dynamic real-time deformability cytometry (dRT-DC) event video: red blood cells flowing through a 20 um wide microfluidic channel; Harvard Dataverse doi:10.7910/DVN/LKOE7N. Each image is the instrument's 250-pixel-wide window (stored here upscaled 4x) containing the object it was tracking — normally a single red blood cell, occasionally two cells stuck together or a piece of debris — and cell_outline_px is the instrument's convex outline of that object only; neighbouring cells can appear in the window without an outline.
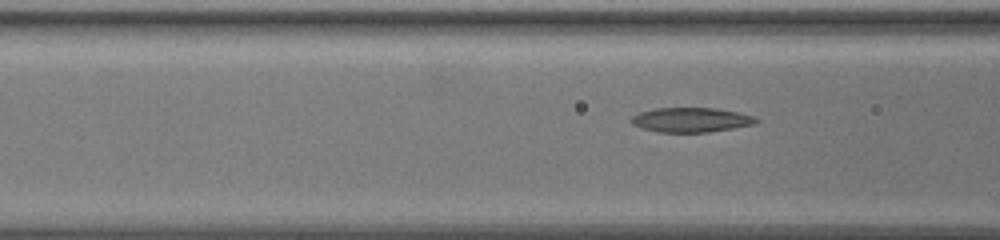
{"species": "common noctule bat (a hibernating species)", "species_latin": "Nyctalus noctula", "temperature_condition": "warm", "stored_images_in_passage": 29, "camera_frame_rate_fps": 3000, "um_per_image_px": 0.085, "animal": {"sex": "female", "body_mass_g": 19.5, "forearm_length_mm": 54.1}, "frame": {"image": 1, "passage_image": 9, "time_ms": 2.667, "image_size_px": [1000, 240], "cell_outline_px": [[760, 120], [756, 124], [708, 132], [656, 132], [640, 128], [632, 124], [628, 120], [632, 116], [640, 112], [652, 108], [716, 108], [736, 112], [752, 116]], "centroid_in_image_um": [58.68, 10.19], "position_along_channel_um": 107.9, "area_um2": 17.98}}
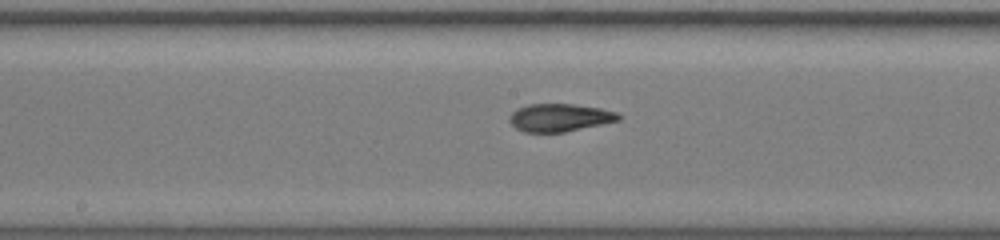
{"frame": {"image": 2, "passage_image": 17, "time_ms": 5.333, "image_size_px": [1000, 240], "cell_outline_px": [[620, 120], [564, 132], [524, 132], [516, 128], [508, 120], [508, 116], [512, 112], [528, 104], [572, 104], [600, 108], [616, 112], [620, 116]], "centroid_in_image_um": [47.55, 10.0], "position_along_channel_um": 200.7, "area_um2": 17.51}}
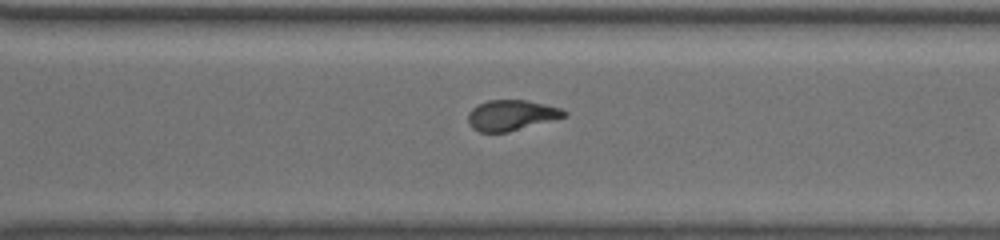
{"frame": {"image": 3, "passage_image": 28, "time_ms": 9.0, "image_size_px": [1000, 240], "cell_outline_px": [[568, 116], [508, 132], [480, 132], [472, 128], [468, 124], [468, 112], [472, 108], [488, 100], [528, 100], [560, 108], [568, 112]], "centroid_in_image_um": [43.47, 9.8], "position_along_channel_um": 327.1, "area_um2": 17.11}}